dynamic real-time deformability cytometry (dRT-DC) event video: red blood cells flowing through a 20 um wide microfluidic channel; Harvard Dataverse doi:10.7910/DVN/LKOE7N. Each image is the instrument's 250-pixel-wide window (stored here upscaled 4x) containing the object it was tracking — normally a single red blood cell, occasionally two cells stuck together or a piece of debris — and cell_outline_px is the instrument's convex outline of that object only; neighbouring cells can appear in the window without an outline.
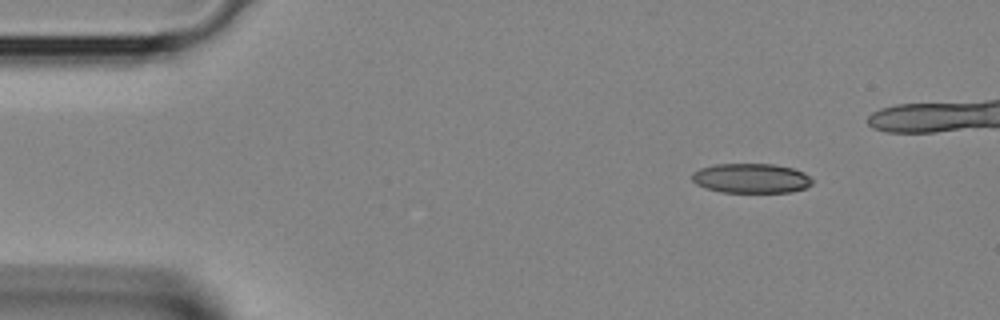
{"species": "Egyptian fruit bat (a non-hibernating species)", "species_latin": "Rousettus aegyptiacus", "temperature_condition": "room temperature", "stored_images_in_passage": 30, "camera_frame_rate_fps": 3000, "um_per_image_px": 0.085, "animal": {"sex": "female"}, "frame": {"image": 1, "passage_image": 1, "time_ms": 0.0, "image_size_px": [1000, 320], "cell_outline_px": [[812, 184], [804, 188], [792, 192], [720, 192], [704, 188], [696, 184], [692, 180], [692, 172], [700, 168], [716, 164], [772, 164], [792, 168], [804, 172], [812, 180]], "centroid_in_image_um": [63.81, 15.16], "position_along_channel_um": 21.2, "area_um2": 20.81}}
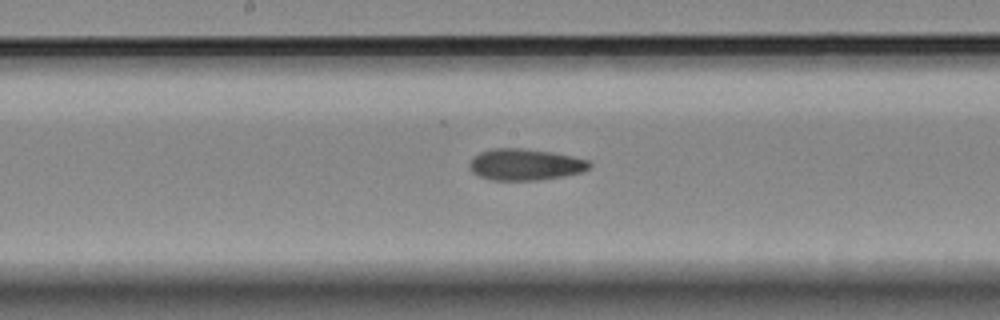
{"frame": {"image": 2, "passage_image": 16, "time_ms": 5.0, "image_size_px": [1000, 320], "cell_outline_px": [[592, 168], [580, 172], [564, 176], [540, 180], [492, 180], [480, 176], [472, 172], [468, 168], [468, 164], [480, 152], [492, 148], [520, 148], [552, 152], [572, 156], [588, 160], [592, 164]], "centroid_in_image_um": [44.65, 13.99], "position_along_channel_um": 203.5, "area_um2": 22.02}}
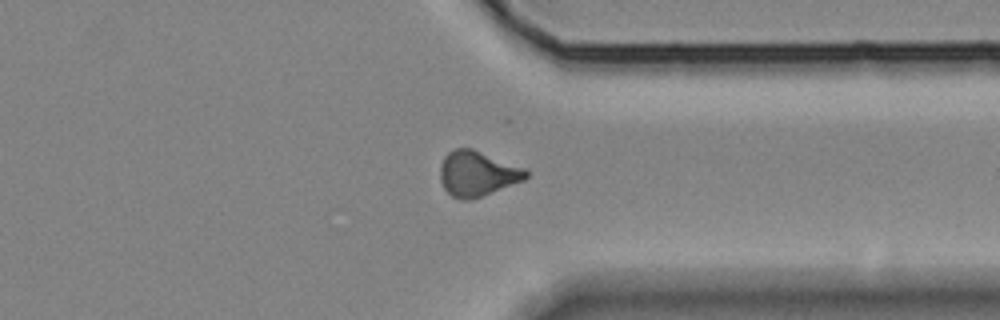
{"frame": {"image": 3, "passage_image": 26, "time_ms": 8.333, "image_size_px": [1000, 320], "cell_outline_px": [[528, 176], [524, 180], [472, 200], [460, 200], [452, 196], [444, 188], [440, 180], [440, 164], [444, 156], [452, 148], [472, 148], [524, 168], [528, 172]], "centroid_in_image_um": [40.54, 14.76], "position_along_channel_um": 370.9, "area_um2": 22.66}}